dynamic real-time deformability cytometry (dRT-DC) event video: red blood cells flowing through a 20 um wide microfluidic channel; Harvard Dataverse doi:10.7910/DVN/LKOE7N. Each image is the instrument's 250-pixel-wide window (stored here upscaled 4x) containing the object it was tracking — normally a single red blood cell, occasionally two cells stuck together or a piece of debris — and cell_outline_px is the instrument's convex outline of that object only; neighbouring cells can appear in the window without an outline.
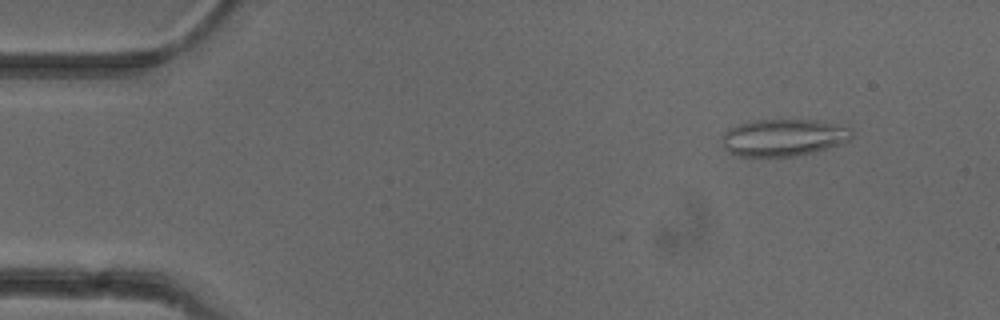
{"species": "common noctule bat (a hibernating species)", "species_latin": "Nyctalus noctula", "temperature_condition": "cold", "stored_images_in_passage": 6, "camera_frame_rate_fps": 3000, "um_per_image_px": 0.085, "animal": {"sex": "female"}, "frame": {"image": 1, "passage_image": 6, "time_ms": 1.667, "image_size_px": [1000, 320], "cell_outline_px": [[852, 136], [848, 140], [840, 144], [812, 152], [796, 156], [740, 156], [728, 152], [724, 148], [724, 132], [728, 128], [748, 120], [816, 120], [836, 124], [848, 128], [852, 132]], "centroid_in_image_um": [66.56, 11.68], "position_along_channel_um": 18.4, "area_um2": 27.8}}